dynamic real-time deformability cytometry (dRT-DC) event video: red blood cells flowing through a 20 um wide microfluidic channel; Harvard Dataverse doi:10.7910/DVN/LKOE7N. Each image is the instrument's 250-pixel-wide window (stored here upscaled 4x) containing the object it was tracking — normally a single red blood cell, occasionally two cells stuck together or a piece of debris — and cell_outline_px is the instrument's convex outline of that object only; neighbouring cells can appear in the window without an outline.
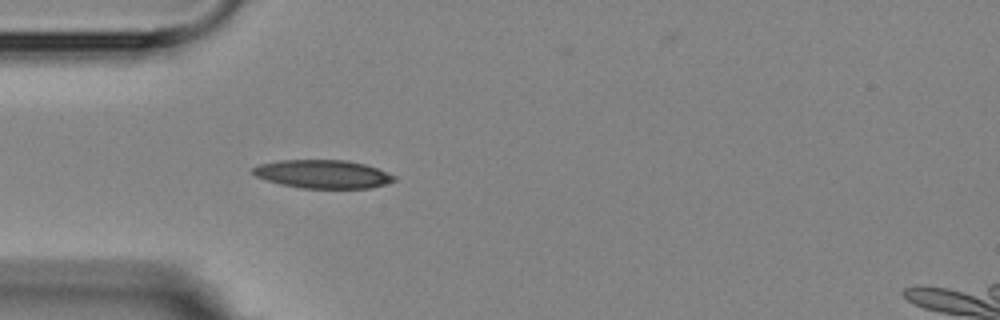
{"species": "Egyptian fruit bat (a non-hibernating species)", "species_latin": "Rousettus aegyptiacus", "temperature_condition": "room temperature", "stored_images_in_passage": 6, "camera_frame_rate_fps": 3000, "um_per_image_px": 0.085, "animal": {"sex": "female"}, "frame": {"image": 1, "passage_image": 5, "time_ms": 4.667, "image_size_px": [1000, 320], "cell_outline_px": [[396, 180], [372, 188], [300, 188], [280, 184], [256, 176], [252, 172], [252, 168], [260, 164], [280, 160], [348, 160], [364, 164], [376, 168], [396, 176]], "centroid_in_image_um": [27.44, 14.8], "position_along_channel_um": 57.6, "area_um2": 23.24}}